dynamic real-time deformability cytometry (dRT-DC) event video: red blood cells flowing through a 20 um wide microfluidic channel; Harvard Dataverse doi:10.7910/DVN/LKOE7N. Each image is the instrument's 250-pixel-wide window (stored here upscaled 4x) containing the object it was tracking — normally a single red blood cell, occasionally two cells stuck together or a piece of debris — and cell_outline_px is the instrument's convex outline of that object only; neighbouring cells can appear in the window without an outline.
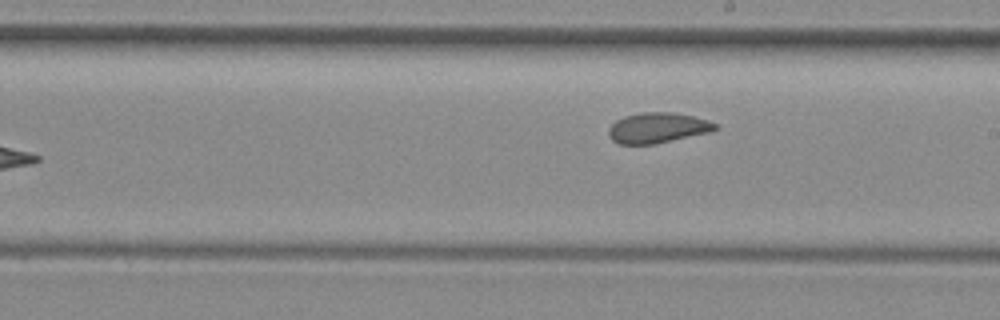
{"species": "common noctule bat (a hibernating species)", "species_latin": "Nyctalus noctula", "temperature_condition": "room temperature", "stored_images_in_passage": 9, "camera_frame_rate_fps": 3000, "um_per_image_px": 0.085, "animal": {"sex": "female", "body_mass_g": 29.2, "forearm_length_mm": 56.3}, "frame": {"image": 1, "passage_image": 9, "time_ms": 9.0, "image_size_px": [1000, 320], "cell_outline_px": [[720, 128], [712, 132], [652, 144], [620, 144], [612, 140], [608, 136], [608, 128], [616, 120], [624, 116], [640, 112], [672, 112], [692, 116], [708, 120], [720, 124]], "centroid_in_image_um": [55.92, 10.86], "position_along_channel_um": 233.1, "area_um2": 19.07}}